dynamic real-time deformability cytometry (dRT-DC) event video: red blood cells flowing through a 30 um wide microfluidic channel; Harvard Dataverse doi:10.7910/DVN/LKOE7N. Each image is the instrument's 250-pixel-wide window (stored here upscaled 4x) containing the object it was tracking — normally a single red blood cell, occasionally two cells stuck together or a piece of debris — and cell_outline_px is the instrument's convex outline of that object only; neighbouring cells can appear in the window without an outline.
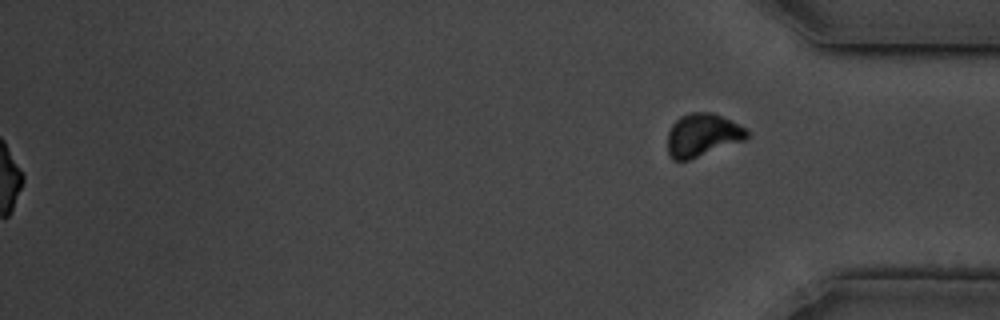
{"species": "common noctule bat (a hibernating species)", "species_latin": "Nyctalus noctula", "temperature_condition": "cold", "stored_images_in_passage": 60, "segment_of_instrument_passage": [2, 2], "camera_frame_rate_fps": 3000, "um_per_image_px": 0.085, "animal": {"sex": "male", "body_mass_g": 19.5, "forearm_length_mm": 54.6}, "frame": {"image": 1, "passage_image": 60, "time_ms": 19.667, "image_size_px": [1000, 320], "cell_outline_px": [[748, 136], [744, 140], [688, 160], [672, 160], [668, 156], [668, 132], [672, 124], [680, 116], [692, 112], [712, 112], [748, 128]], "centroid_in_image_um": [59.69, 11.47], "position_along_channel_um": 375.5, "area_um2": 19.83}}